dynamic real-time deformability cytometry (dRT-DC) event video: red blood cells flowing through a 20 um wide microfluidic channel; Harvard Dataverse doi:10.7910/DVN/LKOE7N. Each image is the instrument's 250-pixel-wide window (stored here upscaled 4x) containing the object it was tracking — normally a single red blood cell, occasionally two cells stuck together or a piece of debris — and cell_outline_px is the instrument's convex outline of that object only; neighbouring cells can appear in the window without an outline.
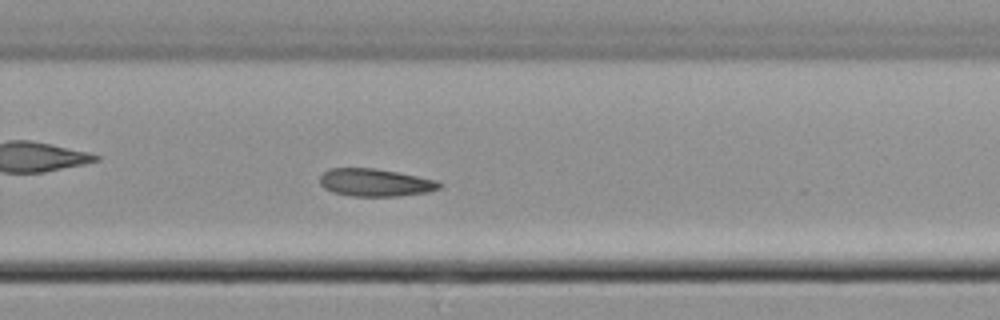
{"species": "common noctule bat (a hibernating species)", "species_latin": "Nyctalus noctula", "temperature_condition": "cold", "stored_images_in_passage": 44, "camera_frame_rate_fps": 3000, "um_per_image_px": 0.085, "animal": {"sex": "male", "body_mass_g": 21.5, "forearm_length_mm": 52.0}, "frame": {"image": 1, "passage_image": 26, "time_ms": 8.333, "image_size_px": [1000, 320], "cell_outline_px": [[444, 184], [440, 188], [428, 192], [396, 196], [352, 196], [332, 192], [324, 188], [320, 184], [320, 176], [324, 172], [332, 168], [372, 168], [396, 172], [436, 180]], "centroid_in_image_um": [31.89, 15.52], "position_along_channel_um": 297.9, "area_um2": 19.13}}